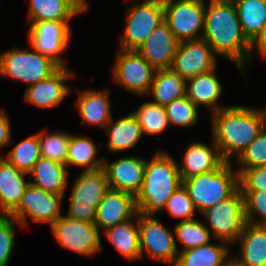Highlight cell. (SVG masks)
<instances>
[{"mask_svg":"<svg viewBox=\"0 0 266 266\" xmlns=\"http://www.w3.org/2000/svg\"><path fill=\"white\" fill-rule=\"evenodd\" d=\"M228 245L223 241L217 245L209 242L197 248L181 251L174 266H225L232 258L228 257Z\"/></svg>","mask_w":266,"mask_h":266,"instance_id":"83f0119b","label":"cell"},{"mask_svg":"<svg viewBox=\"0 0 266 266\" xmlns=\"http://www.w3.org/2000/svg\"><path fill=\"white\" fill-rule=\"evenodd\" d=\"M35 181L31 185L45 192L63 195L68 185V170L66 165L40 157L28 173Z\"/></svg>","mask_w":266,"mask_h":266,"instance_id":"484cf974","label":"cell"},{"mask_svg":"<svg viewBox=\"0 0 266 266\" xmlns=\"http://www.w3.org/2000/svg\"><path fill=\"white\" fill-rule=\"evenodd\" d=\"M226 1H228V0H210L209 4L223 3V2H226Z\"/></svg>","mask_w":266,"mask_h":266,"instance_id":"7dc6e473","label":"cell"},{"mask_svg":"<svg viewBox=\"0 0 266 266\" xmlns=\"http://www.w3.org/2000/svg\"><path fill=\"white\" fill-rule=\"evenodd\" d=\"M69 21H28L30 47L42 55L53 59L60 66H66L62 54L70 44L71 28Z\"/></svg>","mask_w":266,"mask_h":266,"instance_id":"4fadbf2b","label":"cell"},{"mask_svg":"<svg viewBox=\"0 0 266 266\" xmlns=\"http://www.w3.org/2000/svg\"><path fill=\"white\" fill-rule=\"evenodd\" d=\"M174 230L176 238L183 245L179 252L205 245L210 242L212 236L206 223L197 219L179 221Z\"/></svg>","mask_w":266,"mask_h":266,"instance_id":"e575fe53","label":"cell"},{"mask_svg":"<svg viewBox=\"0 0 266 266\" xmlns=\"http://www.w3.org/2000/svg\"><path fill=\"white\" fill-rule=\"evenodd\" d=\"M138 214L135 196L114 189H108L96 208L94 224L103 231Z\"/></svg>","mask_w":266,"mask_h":266,"instance_id":"e0dca14e","label":"cell"},{"mask_svg":"<svg viewBox=\"0 0 266 266\" xmlns=\"http://www.w3.org/2000/svg\"><path fill=\"white\" fill-rule=\"evenodd\" d=\"M137 118L143 135H158L164 132L169 126L164 106L153 102L143 103L137 111H132Z\"/></svg>","mask_w":266,"mask_h":266,"instance_id":"836d02e7","label":"cell"},{"mask_svg":"<svg viewBox=\"0 0 266 266\" xmlns=\"http://www.w3.org/2000/svg\"><path fill=\"white\" fill-rule=\"evenodd\" d=\"M182 185L201 213L227 200L239 189V173H233L231 162L225 161L215 170L182 180Z\"/></svg>","mask_w":266,"mask_h":266,"instance_id":"277c9868","label":"cell"},{"mask_svg":"<svg viewBox=\"0 0 266 266\" xmlns=\"http://www.w3.org/2000/svg\"><path fill=\"white\" fill-rule=\"evenodd\" d=\"M182 185L176 160L168 153L157 151L146 162L141 190L135 196L138 213L153 215L164 209L168 198Z\"/></svg>","mask_w":266,"mask_h":266,"instance_id":"3957f363","label":"cell"},{"mask_svg":"<svg viewBox=\"0 0 266 266\" xmlns=\"http://www.w3.org/2000/svg\"><path fill=\"white\" fill-rule=\"evenodd\" d=\"M205 6L204 0H169L163 5L164 21L180 43L202 39Z\"/></svg>","mask_w":266,"mask_h":266,"instance_id":"ba28073f","label":"cell"},{"mask_svg":"<svg viewBox=\"0 0 266 266\" xmlns=\"http://www.w3.org/2000/svg\"><path fill=\"white\" fill-rule=\"evenodd\" d=\"M242 31L252 42L266 25V0H233Z\"/></svg>","mask_w":266,"mask_h":266,"instance_id":"1f68e13d","label":"cell"},{"mask_svg":"<svg viewBox=\"0 0 266 266\" xmlns=\"http://www.w3.org/2000/svg\"><path fill=\"white\" fill-rule=\"evenodd\" d=\"M225 266H240V265L237 264V263L231 258L230 261H229Z\"/></svg>","mask_w":266,"mask_h":266,"instance_id":"bcb514c9","label":"cell"},{"mask_svg":"<svg viewBox=\"0 0 266 266\" xmlns=\"http://www.w3.org/2000/svg\"><path fill=\"white\" fill-rule=\"evenodd\" d=\"M263 116H264V121H265V126H266V110H262Z\"/></svg>","mask_w":266,"mask_h":266,"instance_id":"c3c4849f","label":"cell"},{"mask_svg":"<svg viewBox=\"0 0 266 266\" xmlns=\"http://www.w3.org/2000/svg\"><path fill=\"white\" fill-rule=\"evenodd\" d=\"M164 22V7L158 3L140 2L128 8L119 48L137 50L153 30Z\"/></svg>","mask_w":266,"mask_h":266,"instance_id":"9c48e42d","label":"cell"},{"mask_svg":"<svg viewBox=\"0 0 266 266\" xmlns=\"http://www.w3.org/2000/svg\"><path fill=\"white\" fill-rule=\"evenodd\" d=\"M241 191H266V167L237 169Z\"/></svg>","mask_w":266,"mask_h":266,"instance_id":"b9f144b4","label":"cell"},{"mask_svg":"<svg viewBox=\"0 0 266 266\" xmlns=\"http://www.w3.org/2000/svg\"><path fill=\"white\" fill-rule=\"evenodd\" d=\"M204 39L216 55L233 61L243 74L249 63L251 42L242 31L233 0L205 6Z\"/></svg>","mask_w":266,"mask_h":266,"instance_id":"6da1fadb","label":"cell"},{"mask_svg":"<svg viewBox=\"0 0 266 266\" xmlns=\"http://www.w3.org/2000/svg\"><path fill=\"white\" fill-rule=\"evenodd\" d=\"M61 66L38 51L13 49L0 54V75L31 86L48 78Z\"/></svg>","mask_w":266,"mask_h":266,"instance_id":"8992f818","label":"cell"},{"mask_svg":"<svg viewBox=\"0 0 266 266\" xmlns=\"http://www.w3.org/2000/svg\"><path fill=\"white\" fill-rule=\"evenodd\" d=\"M216 56L204 39L184 41L175 52L171 69L183 79L189 80L215 69Z\"/></svg>","mask_w":266,"mask_h":266,"instance_id":"9a60e30c","label":"cell"},{"mask_svg":"<svg viewBox=\"0 0 266 266\" xmlns=\"http://www.w3.org/2000/svg\"><path fill=\"white\" fill-rule=\"evenodd\" d=\"M59 245L79 255L91 256L102 251L99 228L94 223L59 217L51 225Z\"/></svg>","mask_w":266,"mask_h":266,"instance_id":"30bf717a","label":"cell"},{"mask_svg":"<svg viewBox=\"0 0 266 266\" xmlns=\"http://www.w3.org/2000/svg\"><path fill=\"white\" fill-rule=\"evenodd\" d=\"M97 146L90 138L71 135L68 144L66 167L80 166L83 171H93L104 166V158L96 159Z\"/></svg>","mask_w":266,"mask_h":266,"instance_id":"4dcf8cb0","label":"cell"},{"mask_svg":"<svg viewBox=\"0 0 266 266\" xmlns=\"http://www.w3.org/2000/svg\"><path fill=\"white\" fill-rule=\"evenodd\" d=\"M215 72L216 68L186 80V96L198 107L201 105L211 108L212 114L228 107L217 104L223 87Z\"/></svg>","mask_w":266,"mask_h":266,"instance_id":"cb8c5ba5","label":"cell"},{"mask_svg":"<svg viewBox=\"0 0 266 266\" xmlns=\"http://www.w3.org/2000/svg\"><path fill=\"white\" fill-rule=\"evenodd\" d=\"M171 217L181 218V222L194 219L196 208L183 185H180L168 198L164 207Z\"/></svg>","mask_w":266,"mask_h":266,"instance_id":"ab89813d","label":"cell"},{"mask_svg":"<svg viewBox=\"0 0 266 266\" xmlns=\"http://www.w3.org/2000/svg\"><path fill=\"white\" fill-rule=\"evenodd\" d=\"M10 127L9 117L4 111H0V148H3L12 143Z\"/></svg>","mask_w":266,"mask_h":266,"instance_id":"7bdbcfd3","label":"cell"},{"mask_svg":"<svg viewBox=\"0 0 266 266\" xmlns=\"http://www.w3.org/2000/svg\"><path fill=\"white\" fill-rule=\"evenodd\" d=\"M241 192L244 199V213L246 222L259 226H266V191ZM256 215L259 216V219Z\"/></svg>","mask_w":266,"mask_h":266,"instance_id":"f35d334b","label":"cell"},{"mask_svg":"<svg viewBox=\"0 0 266 266\" xmlns=\"http://www.w3.org/2000/svg\"><path fill=\"white\" fill-rule=\"evenodd\" d=\"M238 241L241 256L232 258L240 266H266V226L246 222Z\"/></svg>","mask_w":266,"mask_h":266,"instance_id":"d4e9b609","label":"cell"},{"mask_svg":"<svg viewBox=\"0 0 266 266\" xmlns=\"http://www.w3.org/2000/svg\"><path fill=\"white\" fill-rule=\"evenodd\" d=\"M263 112L243 106H229L212 114V138L222 158L231 162L265 128Z\"/></svg>","mask_w":266,"mask_h":266,"instance_id":"7a4b0ae2","label":"cell"},{"mask_svg":"<svg viewBox=\"0 0 266 266\" xmlns=\"http://www.w3.org/2000/svg\"><path fill=\"white\" fill-rule=\"evenodd\" d=\"M134 223L129 219L104 231L106 238L126 260L141 258L138 214Z\"/></svg>","mask_w":266,"mask_h":266,"instance_id":"f1b7e54d","label":"cell"},{"mask_svg":"<svg viewBox=\"0 0 266 266\" xmlns=\"http://www.w3.org/2000/svg\"><path fill=\"white\" fill-rule=\"evenodd\" d=\"M239 169L266 167V127L237 157Z\"/></svg>","mask_w":266,"mask_h":266,"instance_id":"74e56055","label":"cell"},{"mask_svg":"<svg viewBox=\"0 0 266 266\" xmlns=\"http://www.w3.org/2000/svg\"><path fill=\"white\" fill-rule=\"evenodd\" d=\"M63 195L48 193L41 188L28 185L19 205L8 215L15 218L23 227L28 226V217L38 223L50 226L61 217L60 205Z\"/></svg>","mask_w":266,"mask_h":266,"instance_id":"7c38bea8","label":"cell"},{"mask_svg":"<svg viewBox=\"0 0 266 266\" xmlns=\"http://www.w3.org/2000/svg\"><path fill=\"white\" fill-rule=\"evenodd\" d=\"M108 134V151L118 153L133 148L143 136L141 126L131 112L114 122L112 120L105 127Z\"/></svg>","mask_w":266,"mask_h":266,"instance_id":"4316f807","label":"cell"},{"mask_svg":"<svg viewBox=\"0 0 266 266\" xmlns=\"http://www.w3.org/2000/svg\"><path fill=\"white\" fill-rule=\"evenodd\" d=\"M255 49L257 50V52H260L259 54H261L263 58H266V25L251 42L249 63L253 58L252 54Z\"/></svg>","mask_w":266,"mask_h":266,"instance_id":"ee69618b","label":"cell"},{"mask_svg":"<svg viewBox=\"0 0 266 266\" xmlns=\"http://www.w3.org/2000/svg\"><path fill=\"white\" fill-rule=\"evenodd\" d=\"M147 160L126 156L108 162L104 160L103 169L107 174L108 187L136 196L141 190Z\"/></svg>","mask_w":266,"mask_h":266,"instance_id":"ac0fdd59","label":"cell"},{"mask_svg":"<svg viewBox=\"0 0 266 266\" xmlns=\"http://www.w3.org/2000/svg\"><path fill=\"white\" fill-rule=\"evenodd\" d=\"M83 0H30L28 21H70L87 9Z\"/></svg>","mask_w":266,"mask_h":266,"instance_id":"603a6c76","label":"cell"},{"mask_svg":"<svg viewBox=\"0 0 266 266\" xmlns=\"http://www.w3.org/2000/svg\"><path fill=\"white\" fill-rule=\"evenodd\" d=\"M197 107L187 96L170 102L165 106L169 125L193 126L198 120Z\"/></svg>","mask_w":266,"mask_h":266,"instance_id":"8d00e7d4","label":"cell"},{"mask_svg":"<svg viewBox=\"0 0 266 266\" xmlns=\"http://www.w3.org/2000/svg\"><path fill=\"white\" fill-rule=\"evenodd\" d=\"M41 157L38 132L16 144L4 159L18 170L29 173Z\"/></svg>","mask_w":266,"mask_h":266,"instance_id":"d6a6232c","label":"cell"},{"mask_svg":"<svg viewBox=\"0 0 266 266\" xmlns=\"http://www.w3.org/2000/svg\"><path fill=\"white\" fill-rule=\"evenodd\" d=\"M155 71L137 50L125 49L119 50L112 69L115 82L140 95L149 93Z\"/></svg>","mask_w":266,"mask_h":266,"instance_id":"5bb4252c","label":"cell"},{"mask_svg":"<svg viewBox=\"0 0 266 266\" xmlns=\"http://www.w3.org/2000/svg\"><path fill=\"white\" fill-rule=\"evenodd\" d=\"M72 188L66 216L74 220L94 223L96 208L109 189L105 170L100 168L82 171Z\"/></svg>","mask_w":266,"mask_h":266,"instance_id":"5b68a950","label":"cell"},{"mask_svg":"<svg viewBox=\"0 0 266 266\" xmlns=\"http://www.w3.org/2000/svg\"><path fill=\"white\" fill-rule=\"evenodd\" d=\"M180 42L164 21L138 48V53L155 69L171 68Z\"/></svg>","mask_w":266,"mask_h":266,"instance_id":"d6986e66","label":"cell"},{"mask_svg":"<svg viewBox=\"0 0 266 266\" xmlns=\"http://www.w3.org/2000/svg\"><path fill=\"white\" fill-rule=\"evenodd\" d=\"M211 143L212 147L202 142H194L187 147L183 164L178 163L181 180L215 170L225 162L213 138Z\"/></svg>","mask_w":266,"mask_h":266,"instance_id":"ffe728a7","label":"cell"},{"mask_svg":"<svg viewBox=\"0 0 266 266\" xmlns=\"http://www.w3.org/2000/svg\"><path fill=\"white\" fill-rule=\"evenodd\" d=\"M27 173L18 170L0 157V212L8 216L18 205L30 182Z\"/></svg>","mask_w":266,"mask_h":266,"instance_id":"44dd1931","label":"cell"},{"mask_svg":"<svg viewBox=\"0 0 266 266\" xmlns=\"http://www.w3.org/2000/svg\"><path fill=\"white\" fill-rule=\"evenodd\" d=\"M132 1V0H131ZM142 2H148V3H158L164 5L169 0H141Z\"/></svg>","mask_w":266,"mask_h":266,"instance_id":"f6af8a7d","label":"cell"},{"mask_svg":"<svg viewBox=\"0 0 266 266\" xmlns=\"http://www.w3.org/2000/svg\"><path fill=\"white\" fill-rule=\"evenodd\" d=\"M19 222L10 216L0 215V266H7L15 244V224Z\"/></svg>","mask_w":266,"mask_h":266,"instance_id":"60d3db41","label":"cell"},{"mask_svg":"<svg viewBox=\"0 0 266 266\" xmlns=\"http://www.w3.org/2000/svg\"><path fill=\"white\" fill-rule=\"evenodd\" d=\"M201 213L209 223V231L215 238L229 245L238 242L246 224L244 199L240 189L227 200L221 201Z\"/></svg>","mask_w":266,"mask_h":266,"instance_id":"52a82bcc","label":"cell"},{"mask_svg":"<svg viewBox=\"0 0 266 266\" xmlns=\"http://www.w3.org/2000/svg\"><path fill=\"white\" fill-rule=\"evenodd\" d=\"M71 134L65 132L38 133L41 157L66 165Z\"/></svg>","mask_w":266,"mask_h":266,"instance_id":"d590c367","label":"cell"},{"mask_svg":"<svg viewBox=\"0 0 266 266\" xmlns=\"http://www.w3.org/2000/svg\"><path fill=\"white\" fill-rule=\"evenodd\" d=\"M78 99L75 108L79 111L84 123L92 126H100L105 129L112 120L109 92L107 90L88 89L78 91Z\"/></svg>","mask_w":266,"mask_h":266,"instance_id":"7402d4cb","label":"cell"},{"mask_svg":"<svg viewBox=\"0 0 266 266\" xmlns=\"http://www.w3.org/2000/svg\"><path fill=\"white\" fill-rule=\"evenodd\" d=\"M153 103L166 106L186 96V80L171 68L156 69L149 93Z\"/></svg>","mask_w":266,"mask_h":266,"instance_id":"f546056e","label":"cell"},{"mask_svg":"<svg viewBox=\"0 0 266 266\" xmlns=\"http://www.w3.org/2000/svg\"><path fill=\"white\" fill-rule=\"evenodd\" d=\"M138 225L141 258L148 253L150 257L174 266L179 252L170 229L153 215L141 213H138Z\"/></svg>","mask_w":266,"mask_h":266,"instance_id":"8fae6325","label":"cell"},{"mask_svg":"<svg viewBox=\"0 0 266 266\" xmlns=\"http://www.w3.org/2000/svg\"><path fill=\"white\" fill-rule=\"evenodd\" d=\"M73 75V71L61 66L48 78L28 86L24 93L25 101L41 109L58 107L71 94L66 81Z\"/></svg>","mask_w":266,"mask_h":266,"instance_id":"2e32d148","label":"cell"}]
</instances>
